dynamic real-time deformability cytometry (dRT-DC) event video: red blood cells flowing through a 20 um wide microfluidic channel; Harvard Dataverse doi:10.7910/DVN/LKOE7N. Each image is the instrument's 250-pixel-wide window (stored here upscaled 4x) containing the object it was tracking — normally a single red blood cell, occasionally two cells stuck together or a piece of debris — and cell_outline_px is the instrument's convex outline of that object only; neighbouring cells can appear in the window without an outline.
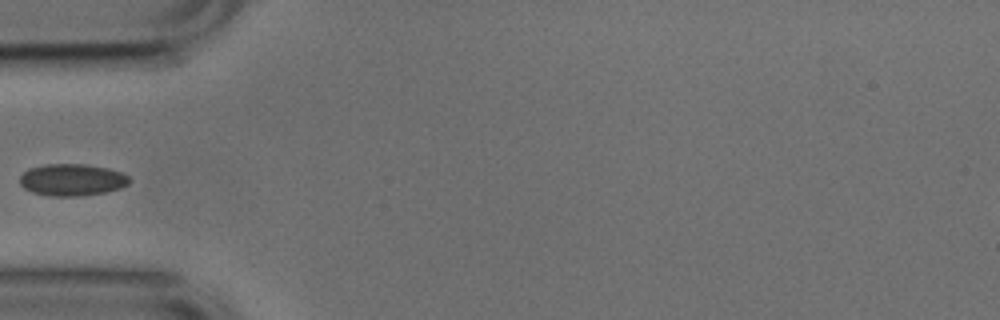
{"species": "common noctule bat (a hibernating species)", "species_latin": "Nyctalus noctula", "temperature_condition": "cold", "stored_images_in_passage": 17, "camera_frame_rate_fps": 3000, "um_per_image_px": 0.085, "animal": {"sex": "male", "body_mass_g": 17.9, "forearm_length_mm": 54.2}, "frame": {"image": 1, "passage_image": 1, "time_ms": 0.0, "image_size_px": [1000, 320], "cell_outline_px": [[132, 180], [128, 184], [120, 188], [108, 192], [80, 196], [48, 196], [32, 192], [24, 188], [20, 184], [20, 176], [28, 168], [44, 164], [84, 164], [108, 168], [120, 172], [128, 176]], "centroid_in_image_um": [6.12, 15.29], "position_along_channel_um": 78.9, "area_um2": 20.58}}